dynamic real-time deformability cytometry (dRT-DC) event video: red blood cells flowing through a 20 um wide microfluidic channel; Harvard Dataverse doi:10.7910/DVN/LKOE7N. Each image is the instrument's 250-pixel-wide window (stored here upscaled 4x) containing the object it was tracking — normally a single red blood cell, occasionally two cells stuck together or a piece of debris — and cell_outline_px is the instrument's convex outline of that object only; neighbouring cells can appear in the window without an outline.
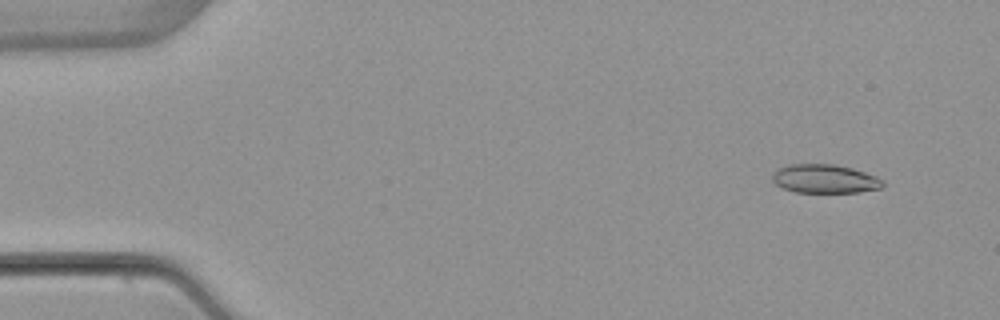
{"species": "common noctule bat (a hibernating species)", "species_latin": "Nyctalus noctula", "temperature_condition": "warm", "stored_images_in_passage": 5, "camera_frame_rate_fps": 3000, "um_per_image_px": 0.085, "animal": {"sex": "female", "body_mass_g": 22.7, "forearm_length_mm": 54.2}, "frame": {"image": 1, "passage_image": 2, "time_ms": 1.0, "image_size_px": [1000, 320], "cell_outline_px": [[884, 184], [880, 188], [860, 192], [796, 192], [784, 188], [776, 184], [772, 180], [772, 172], [776, 168], [788, 164], [832, 164], [852, 168], [876, 176], [884, 180]], "centroid_in_image_um": [70.08, 15.19], "position_along_channel_um": 14.9, "area_um2": 18.55}}
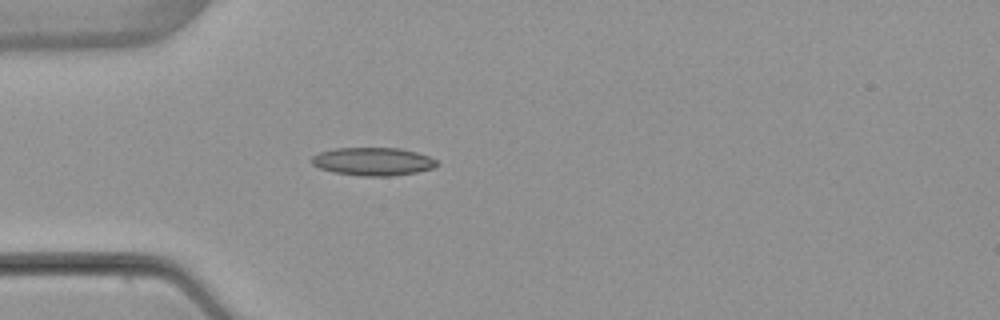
{"frame": {"image": 2, "passage_image": 5, "time_ms": 4.667, "image_size_px": [1000, 320], "cell_outline_px": [[440, 164], [432, 168], [416, 172], [392, 176], [360, 176], [332, 172], [320, 168], [312, 164], [312, 156], [320, 152], [336, 148], [400, 148], [416, 152], [428, 156], [436, 160]], "centroid_in_image_um": [31.7, 13.73], "position_along_channel_um": 53.3, "area_um2": 20.46}}